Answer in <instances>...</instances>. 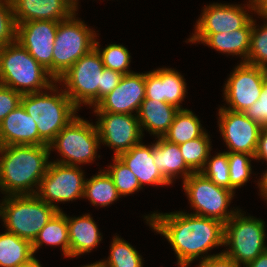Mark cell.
<instances>
[{"mask_svg":"<svg viewBox=\"0 0 267 267\" xmlns=\"http://www.w3.org/2000/svg\"><path fill=\"white\" fill-rule=\"evenodd\" d=\"M152 231L164 236L176 254L178 267H188L193 261H203L216 254L208 252L224 246V223L183 211L144 215Z\"/></svg>","mask_w":267,"mask_h":267,"instance_id":"obj_1","label":"cell"},{"mask_svg":"<svg viewBox=\"0 0 267 267\" xmlns=\"http://www.w3.org/2000/svg\"><path fill=\"white\" fill-rule=\"evenodd\" d=\"M49 158L48 145L1 146V193L4 196L36 195L50 163Z\"/></svg>","mask_w":267,"mask_h":267,"instance_id":"obj_2","label":"cell"},{"mask_svg":"<svg viewBox=\"0 0 267 267\" xmlns=\"http://www.w3.org/2000/svg\"><path fill=\"white\" fill-rule=\"evenodd\" d=\"M55 81L47 89L24 94L21 105L37 124L39 136L49 143L78 116L79 109ZM60 88V89H59Z\"/></svg>","mask_w":267,"mask_h":267,"instance_id":"obj_3","label":"cell"},{"mask_svg":"<svg viewBox=\"0 0 267 267\" xmlns=\"http://www.w3.org/2000/svg\"><path fill=\"white\" fill-rule=\"evenodd\" d=\"M56 80L17 41L0 47V84L16 92H40Z\"/></svg>","mask_w":267,"mask_h":267,"instance_id":"obj_4","label":"cell"},{"mask_svg":"<svg viewBox=\"0 0 267 267\" xmlns=\"http://www.w3.org/2000/svg\"><path fill=\"white\" fill-rule=\"evenodd\" d=\"M0 201V220L5 231L28 240L31 244L58 211L37 195H8Z\"/></svg>","mask_w":267,"mask_h":267,"instance_id":"obj_5","label":"cell"},{"mask_svg":"<svg viewBox=\"0 0 267 267\" xmlns=\"http://www.w3.org/2000/svg\"><path fill=\"white\" fill-rule=\"evenodd\" d=\"M245 213V214H244ZM266 223L261 218L239 211L224 224L223 253L238 265L246 266L267 250Z\"/></svg>","mask_w":267,"mask_h":267,"instance_id":"obj_6","label":"cell"},{"mask_svg":"<svg viewBox=\"0 0 267 267\" xmlns=\"http://www.w3.org/2000/svg\"><path fill=\"white\" fill-rule=\"evenodd\" d=\"M48 146L50 155L51 151L57 150L60 156L52 162L60 164L89 165L100 157L97 154L101 144L96 124L79 115L65 126Z\"/></svg>","mask_w":267,"mask_h":267,"instance_id":"obj_7","label":"cell"},{"mask_svg":"<svg viewBox=\"0 0 267 267\" xmlns=\"http://www.w3.org/2000/svg\"><path fill=\"white\" fill-rule=\"evenodd\" d=\"M73 13L58 23L53 49V78H60L76 61L93 48L98 33Z\"/></svg>","mask_w":267,"mask_h":267,"instance_id":"obj_8","label":"cell"},{"mask_svg":"<svg viewBox=\"0 0 267 267\" xmlns=\"http://www.w3.org/2000/svg\"><path fill=\"white\" fill-rule=\"evenodd\" d=\"M184 195L195 215L213 218L226 223L240 208L228 207L235 192L217 186L201 172H194L182 181ZM195 211V212H194Z\"/></svg>","mask_w":267,"mask_h":267,"instance_id":"obj_9","label":"cell"},{"mask_svg":"<svg viewBox=\"0 0 267 267\" xmlns=\"http://www.w3.org/2000/svg\"><path fill=\"white\" fill-rule=\"evenodd\" d=\"M104 65L98 51L93 48L76 61L56 81L80 110L82 105L94 107L98 103V89ZM63 83V84H62Z\"/></svg>","mask_w":267,"mask_h":267,"instance_id":"obj_10","label":"cell"},{"mask_svg":"<svg viewBox=\"0 0 267 267\" xmlns=\"http://www.w3.org/2000/svg\"><path fill=\"white\" fill-rule=\"evenodd\" d=\"M81 167L50 161L36 195L58 211L57 203L83 199L86 177Z\"/></svg>","mask_w":267,"mask_h":267,"instance_id":"obj_11","label":"cell"},{"mask_svg":"<svg viewBox=\"0 0 267 267\" xmlns=\"http://www.w3.org/2000/svg\"><path fill=\"white\" fill-rule=\"evenodd\" d=\"M267 69L239 63L223 86V98L226 103L221 106L236 112H245L259 100Z\"/></svg>","mask_w":267,"mask_h":267,"instance_id":"obj_12","label":"cell"},{"mask_svg":"<svg viewBox=\"0 0 267 267\" xmlns=\"http://www.w3.org/2000/svg\"><path fill=\"white\" fill-rule=\"evenodd\" d=\"M100 144L114 151V157L130 150L143 139L137 115L94 112Z\"/></svg>","mask_w":267,"mask_h":267,"instance_id":"obj_13","label":"cell"},{"mask_svg":"<svg viewBox=\"0 0 267 267\" xmlns=\"http://www.w3.org/2000/svg\"><path fill=\"white\" fill-rule=\"evenodd\" d=\"M218 127L222 140L228 148L226 152L255 155L262 125L251 120L244 112H236L219 107Z\"/></svg>","mask_w":267,"mask_h":267,"instance_id":"obj_14","label":"cell"},{"mask_svg":"<svg viewBox=\"0 0 267 267\" xmlns=\"http://www.w3.org/2000/svg\"><path fill=\"white\" fill-rule=\"evenodd\" d=\"M201 12L193 33L231 32L243 28L254 16L252 0H246L243 6L213 2L204 5Z\"/></svg>","mask_w":267,"mask_h":267,"instance_id":"obj_15","label":"cell"},{"mask_svg":"<svg viewBox=\"0 0 267 267\" xmlns=\"http://www.w3.org/2000/svg\"><path fill=\"white\" fill-rule=\"evenodd\" d=\"M56 21L37 20L17 24L16 41L53 77Z\"/></svg>","mask_w":267,"mask_h":267,"instance_id":"obj_16","label":"cell"},{"mask_svg":"<svg viewBox=\"0 0 267 267\" xmlns=\"http://www.w3.org/2000/svg\"><path fill=\"white\" fill-rule=\"evenodd\" d=\"M145 80L146 72L123 75L117 87L92 107L93 112L137 115L145 99Z\"/></svg>","mask_w":267,"mask_h":267,"instance_id":"obj_17","label":"cell"},{"mask_svg":"<svg viewBox=\"0 0 267 267\" xmlns=\"http://www.w3.org/2000/svg\"><path fill=\"white\" fill-rule=\"evenodd\" d=\"M145 89V99L166 102L184 109L181 104L186 98L187 83L184 75L176 69L162 66L146 72Z\"/></svg>","mask_w":267,"mask_h":267,"instance_id":"obj_18","label":"cell"},{"mask_svg":"<svg viewBox=\"0 0 267 267\" xmlns=\"http://www.w3.org/2000/svg\"><path fill=\"white\" fill-rule=\"evenodd\" d=\"M252 19L241 29L221 33H192L185 42L206 45L219 53L240 57L246 63L250 49Z\"/></svg>","mask_w":267,"mask_h":267,"instance_id":"obj_19","label":"cell"},{"mask_svg":"<svg viewBox=\"0 0 267 267\" xmlns=\"http://www.w3.org/2000/svg\"><path fill=\"white\" fill-rule=\"evenodd\" d=\"M0 145H48L40 136L37 124L22 105L0 123Z\"/></svg>","mask_w":267,"mask_h":267,"instance_id":"obj_20","label":"cell"},{"mask_svg":"<svg viewBox=\"0 0 267 267\" xmlns=\"http://www.w3.org/2000/svg\"><path fill=\"white\" fill-rule=\"evenodd\" d=\"M142 142L121 153L118 157L136 175L142 188L145 184L152 187L172 185L153 162V142L149 145Z\"/></svg>","mask_w":267,"mask_h":267,"instance_id":"obj_21","label":"cell"},{"mask_svg":"<svg viewBox=\"0 0 267 267\" xmlns=\"http://www.w3.org/2000/svg\"><path fill=\"white\" fill-rule=\"evenodd\" d=\"M16 23L48 20L61 22L74 12L62 0H11Z\"/></svg>","mask_w":267,"mask_h":267,"instance_id":"obj_22","label":"cell"},{"mask_svg":"<svg viewBox=\"0 0 267 267\" xmlns=\"http://www.w3.org/2000/svg\"><path fill=\"white\" fill-rule=\"evenodd\" d=\"M66 216L70 239V259L91 253L103 238L92 214L85 213L78 217H70L66 214Z\"/></svg>","mask_w":267,"mask_h":267,"instance_id":"obj_23","label":"cell"},{"mask_svg":"<svg viewBox=\"0 0 267 267\" xmlns=\"http://www.w3.org/2000/svg\"><path fill=\"white\" fill-rule=\"evenodd\" d=\"M157 139V140H156ZM153 143L154 163L162 175L172 184L180 176L184 181L194 171L186 164L179 146L163 137H156Z\"/></svg>","mask_w":267,"mask_h":267,"instance_id":"obj_24","label":"cell"},{"mask_svg":"<svg viewBox=\"0 0 267 267\" xmlns=\"http://www.w3.org/2000/svg\"><path fill=\"white\" fill-rule=\"evenodd\" d=\"M179 109L169 103L144 99L137 117L141 132L144 131L156 137H163L169 130Z\"/></svg>","mask_w":267,"mask_h":267,"instance_id":"obj_25","label":"cell"},{"mask_svg":"<svg viewBox=\"0 0 267 267\" xmlns=\"http://www.w3.org/2000/svg\"><path fill=\"white\" fill-rule=\"evenodd\" d=\"M43 244L48 246H60L62 255L70 258V239L67 216L64 211H57L48 223L41 229L32 243V251L35 253Z\"/></svg>","mask_w":267,"mask_h":267,"instance_id":"obj_26","label":"cell"},{"mask_svg":"<svg viewBox=\"0 0 267 267\" xmlns=\"http://www.w3.org/2000/svg\"><path fill=\"white\" fill-rule=\"evenodd\" d=\"M35 259L28 240L7 231L0 233V267H21Z\"/></svg>","mask_w":267,"mask_h":267,"instance_id":"obj_27","label":"cell"},{"mask_svg":"<svg viewBox=\"0 0 267 267\" xmlns=\"http://www.w3.org/2000/svg\"><path fill=\"white\" fill-rule=\"evenodd\" d=\"M120 195L109 174L101 168L99 172L85 181L83 199H88L93 206L107 207L117 202Z\"/></svg>","mask_w":267,"mask_h":267,"instance_id":"obj_28","label":"cell"},{"mask_svg":"<svg viewBox=\"0 0 267 267\" xmlns=\"http://www.w3.org/2000/svg\"><path fill=\"white\" fill-rule=\"evenodd\" d=\"M199 119L192 110L179 109L163 138L168 142L180 145L201 137L206 132V128L202 127Z\"/></svg>","mask_w":267,"mask_h":267,"instance_id":"obj_29","label":"cell"},{"mask_svg":"<svg viewBox=\"0 0 267 267\" xmlns=\"http://www.w3.org/2000/svg\"><path fill=\"white\" fill-rule=\"evenodd\" d=\"M109 251L107 259L101 260L105 267H143L142 255L119 235L112 238Z\"/></svg>","mask_w":267,"mask_h":267,"instance_id":"obj_30","label":"cell"},{"mask_svg":"<svg viewBox=\"0 0 267 267\" xmlns=\"http://www.w3.org/2000/svg\"><path fill=\"white\" fill-rule=\"evenodd\" d=\"M210 135L206 131L201 137L182 143L179 146L186 164L194 171L200 172L212 149Z\"/></svg>","mask_w":267,"mask_h":267,"instance_id":"obj_31","label":"cell"},{"mask_svg":"<svg viewBox=\"0 0 267 267\" xmlns=\"http://www.w3.org/2000/svg\"><path fill=\"white\" fill-rule=\"evenodd\" d=\"M112 161V164L104 170L112 178L120 197H126L143 189L136 175L119 157L113 156Z\"/></svg>","mask_w":267,"mask_h":267,"instance_id":"obj_32","label":"cell"},{"mask_svg":"<svg viewBox=\"0 0 267 267\" xmlns=\"http://www.w3.org/2000/svg\"><path fill=\"white\" fill-rule=\"evenodd\" d=\"M98 34L95 39L94 48L98 51L101 56L103 65L105 68L118 71L125 74L133 73L130 69L131 53L128 48L122 44L112 43L107 45L105 48H100V42H98Z\"/></svg>","mask_w":267,"mask_h":267,"instance_id":"obj_33","label":"cell"},{"mask_svg":"<svg viewBox=\"0 0 267 267\" xmlns=\"http://www.w3.org/2000/svg\"><path fill=\"white\" fill-rule=\"evenodd\" d=\"M254 156L247 153L228 152L230 190L236 192V189L243 187L252 177L251 161Z\"/></svg>","mask_w":267,"mask_h":267,"instance_id":"obj_34","label":"cell"},{"mask_svg":"<svg viewBox=\"0 0 267 267\" xmlns=\"http://www.w3.org/2000/svg\"><path fill=\"white\" fill-rule=\"evenodd\" d=\"M252 18V30L250 35V49L247 64L267 69V20L258 25Z\"/></svg>","mask_w":267,"mask_h":267,"instance_id":"obj_35","label":"cell"},{"mask_svg":"<svg viewBox=\"0 0 267 267\" xmlns=\"http://www.w3.org/2000/svg\"><path fill=\"white\" fill-rule=\"evenodd\" d=\"M200 172L217 186L230 190L228 152L215 153L213 156L210 152L205 166Z\"/></svg>","mask_w":267,"mask_h":267,"instance_id":"obj_36","label":"cell"},{"mask_svg":"<svg viewBox=\"0 0 267 267\" xmlns=\"http://www.w3.org/2000/svg\"><path fill=\"white\" fill-rule=\"evenodd\" d=\"M16 33L11 0H0V47L16 42Z\"/></svg>","mask_w":267,"mask_h":267,"instance_id":"obj_37","label":"cell"},{"mask_svg":"<svg viewBox=\"0 0 267 267\" xmlns=\"http://www.w3.org/2000/svg\"><path fill=\"white\" fill-rule=\"evenodd\" d=\"M22 94L0 84V123L14 109L21 105Z\"/></svg>","mask_w":267,"mask_h":267,"instance_id":"obj_38","label":"cell"},{"mask_svg":"<svg viewBox=\"0 0 267 267\" xmlns=\"http://www.w3.org/2000/svg\"><path fill=\"white\" fill-rule=\"evenodd\" d=\"M244 113L251 120L258 122L262 126H267V76L264 79L259 100Z\"/></svg>","mask_w":267,"mask_h":267,"instance_id":"obj_39","label":"cell"},{"mask_svg":"<svg viewBox=\"0 0 267 267\" xmlns=\"http://www.w3.org/2000/svg\"><path fill=\"white\" fill-rule=\"evenodd\" d=\"M122 77V73L104 67L101 87L98 89V102L117 87Z\"/></svg>","mask_w":267,"mask_h":267,"instance_id":"obj_40","label":"cell"},{"mask_svg":"<svg viewBox=\"0 0 267 267\" xmlns=\"http://www.w3.org/2000/svg\"><path fill=\"white\" fill-rule=\"evenodd\" d=\"M197 267H241L230 257L224 253L216 256L208 257L207 259L199 262Z\"/></svg>","mask_w":267,"mask_h":267,"instance_id":"obj_41","label":"cell"},{"mask_svg":"<svg viewBox=\"0 0 267 267\" xmlns=\"http://www.w3.org/2000/svg\"><path fill=\"white\" fill-rule=\"evenodd\" d=\"M254 158L256 161L267 162V126H263L261 129Z\"/></svg>","mask_w":267,"mask_h":267,"instance_id":"obj_42","label":"cell"},{"mask_svg":"<svg viewBox=\"0 0 267 267\" xmlns=\"http://www.w3.org/2000/svg\"><path fill=\"white\" fill-rule=\"evenodd\" d=\"M252 2L254 14L258 15L257 18L267 20V0H252Z\"/></svg>","mask_w":267,"mask_h":267,"instance_id":"obj_43","label":"cell"},{"mask_svg":"<svg viewBox=\"0 0 267 267\" xmlns=\"http://www.w3.org/2000/svg\"><path fill=\"white\" fill-rule=\"evenodd\" d=\"M260 176L256 181L257 188H259V195H261L260 197H262L267 202V169Z\"/></svg>","mask_w":267,"mask_h":267,"instance_id":"obj_44","label":"cell"},{"mask_svg":"<svg viewBox=\"0 0 267 267\" xmlns=\"http://www.w3.org/2000/svg\"><path fill=\"white\" fill-rule=\"evenodd\" d=\"M244 267H267V250Z\"/></svg>","mask_w":267,"mask_h":267,"instance_id":"obj_45","label":"cell"},{"mask_svg":"<svg viewBox=\"0 0 267 267\" xmlns=\"http://www.w3.org/2000/svg\"><path fill=\"white\" fill-rule=\"evenodd\" d=\"M74 13L78 12L79 9V0H62Z\"/></svg>","mask_w":267,"mask_h":267,"instance_id":"obj_46","label":"cell"},{"mask_svg":"<svg viewBox=\"0 0 267 267\" xmlns=\"http://www.w3.org/2000/svg\"><path fill=\"white\" fill-rule=\"evenodd\" d=\"M80 267H105L104 263L100 261H96L94 263L86 264V265H81Z\"/></svg>","mask_w":267,"mask_h":267,"instance_id":"obj_47","label":"cell"},{"mask_svg":"<svg viewBox=\"0 0 267 267\" xmlns=\"http://www.w3.org/2000/svg\"><path fill=\"white\" fill-rule=\"evenodd\" d=\"M21 267H43L39 260L36 258L31 264H27Z\"/></svg>","mask_w":267,"mask_h":267,"instance_id":"obj_48","label":"cell"}]
</instances>
